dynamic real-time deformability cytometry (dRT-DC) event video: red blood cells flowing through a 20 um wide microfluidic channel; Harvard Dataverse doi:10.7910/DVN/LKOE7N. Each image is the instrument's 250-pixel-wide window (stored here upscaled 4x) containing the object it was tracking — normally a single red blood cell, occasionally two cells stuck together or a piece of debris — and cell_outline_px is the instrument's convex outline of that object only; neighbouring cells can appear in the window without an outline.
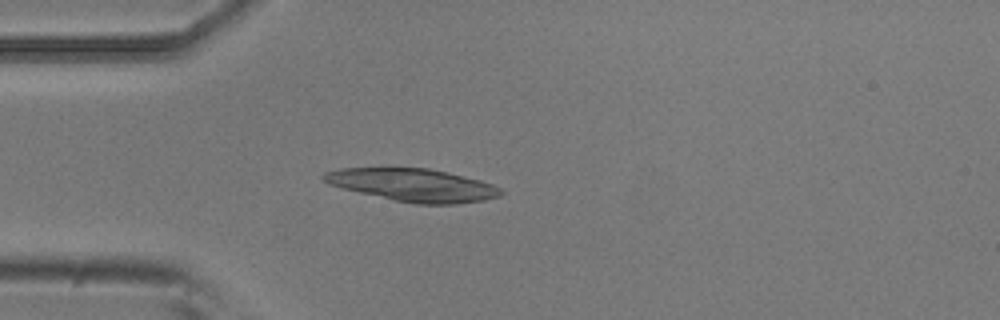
{"species": "common noctule bat (a hibernating species)", "species_latin": "Nyctalus noctula", "temperature_condition": "room temperature", "stored_images_in_passage": 4, "camera_frame_rate_fps": 3000, "um_per_image_px": 0.085, "animal": {"sex": "male", "body_mass_g": 20.5, "forearm_length_mm": 52.5}, "frame": {"image": 1, "passage_image": 4, "time_ms": 1.0, "image_size_px": [1000, 320], "cell_outline_px": [[504, 192], [500, 196], [484, 200], [456, 204], [416, 204], [396, 200], [360, 192], [328, 184], [320, 176], [324, 172], [340, 168], [428, 168], [448, 172], [480, 180], [492, 184], [500, 188]], "centroid_in_image_um": [35.12, 15.72], "position_along_channel_um": 49.9, "area_um2": 33.58}}